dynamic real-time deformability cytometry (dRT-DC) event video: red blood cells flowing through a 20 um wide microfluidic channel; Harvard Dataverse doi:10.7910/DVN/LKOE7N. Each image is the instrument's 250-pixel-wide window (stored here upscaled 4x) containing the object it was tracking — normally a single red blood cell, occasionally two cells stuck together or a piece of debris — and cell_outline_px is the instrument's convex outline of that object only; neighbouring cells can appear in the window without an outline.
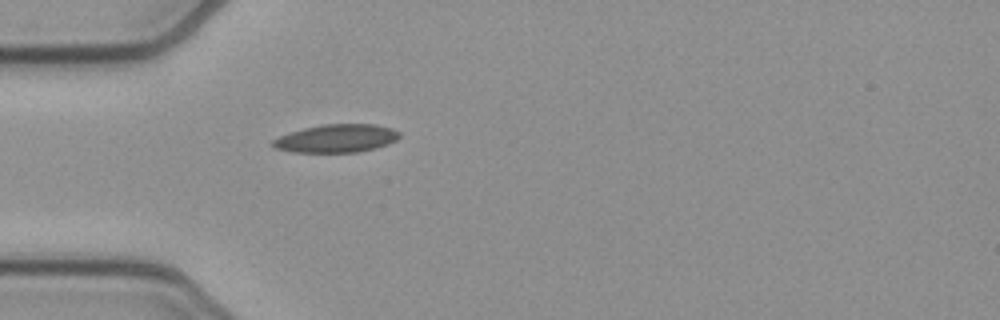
{"species": "common noctule bat (a hibernating species)", "species_latin": "Nyctalus noctula", "temperature_condition": "cold", "stored_images_in_passage": 4, "camera_frame_rate_fps": 3000, "um_per_image_px": 0.085, "animal": {"sex": "female", "body_mass_g": 21.9}, "frame": {"image": 1, "passage_image": 1, "time_ms": 0.0, "image_size_px": [1000, 320], "cell_outline_px": [[400, 136], [396, 140], [388, 144], [376, 148], [356, 152], [292, 152], [276, 148], [272, 144], [272, 140], [280, 136], [304, 128], [320, 124], [376, 124], [392, 128], [400, 132]], "centroid_in_image_um": [28.63, 11.76], "position_along_channel_um": 56.4, "area_um2": 20.69}}